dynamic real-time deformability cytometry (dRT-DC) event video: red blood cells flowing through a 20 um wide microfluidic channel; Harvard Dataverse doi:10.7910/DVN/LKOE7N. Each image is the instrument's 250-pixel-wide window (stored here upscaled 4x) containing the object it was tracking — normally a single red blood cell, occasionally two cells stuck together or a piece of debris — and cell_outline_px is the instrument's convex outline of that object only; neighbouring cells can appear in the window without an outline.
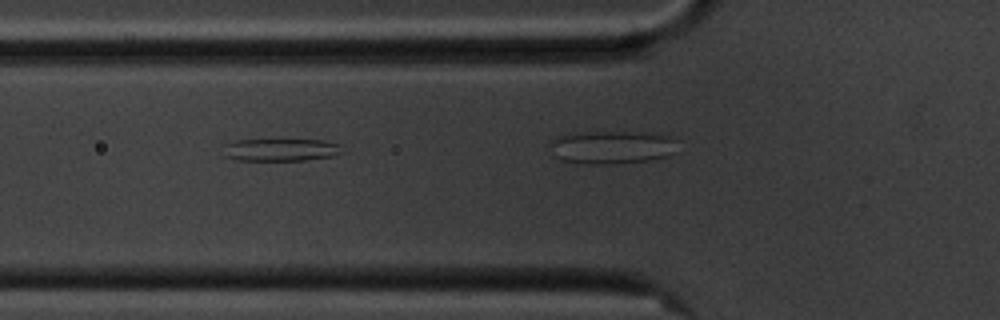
{"species": "common noctule bat (a hibernating species)", "species_latin": "Nyctalus noctula", "temperature_condition": "cold", "stored_images_in_passage": 24, "camera_frame_rate_fps": 3000, "um_per_image_px": 0.085, "animal": {"sex": "male", "body_mass_g": 20.1, "forearm_length_mm": 53.5}, "frame": {"image": 1, "passage_image": 8, "time_ms": 2.333, "image_size_px": [1000, 320], "cell_outline_px": [[340, 152], [332, 156], [304, 160], [236, 160], [224, 156], [224, 144], [236, 140], [324, 140], [340, 144]], "centroid_in_image_um": [23.81, 12.73], "position_along_channel_um": 102.0, "area_um2": 15.43}}
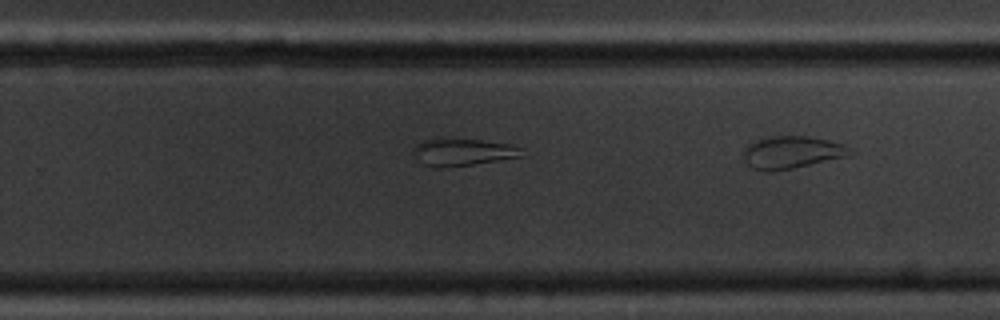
{"frame": {"image": 2, "passage_image": 24, "time_ms": 7.667, "image_size_px": [1000, 320], "cell_outline_px": [[856, 152], [848, 156], [792, 168], [772, 172], [764, 172], [752, 168], [744, 160], [744, 148], [748, 144], [756, 140], [772, 136], [808, 136], [828, 140], [844, 144], [852, 148]], "centroid_in_image_um": [67.32, 12.95], "position_along_channel_um": 262.5, "area_um2": 20.29}}